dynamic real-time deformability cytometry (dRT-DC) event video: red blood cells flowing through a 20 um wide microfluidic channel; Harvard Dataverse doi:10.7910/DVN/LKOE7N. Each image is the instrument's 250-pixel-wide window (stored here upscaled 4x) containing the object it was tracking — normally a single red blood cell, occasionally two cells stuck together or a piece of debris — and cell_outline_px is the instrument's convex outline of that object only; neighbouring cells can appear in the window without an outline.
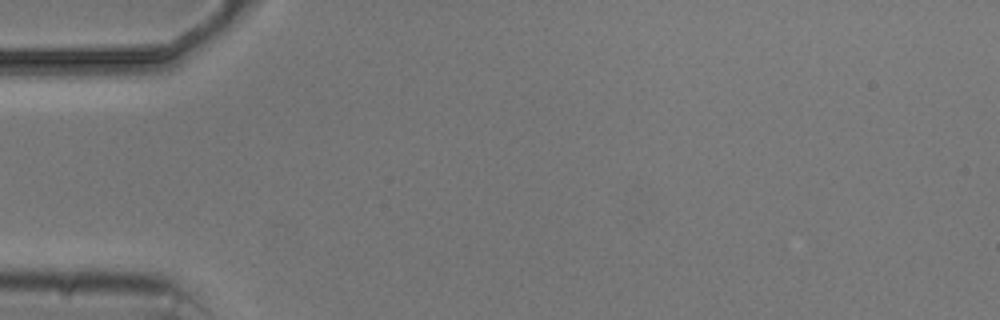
{"species": "common noctule bat (a hibernating species)", "species_latin": "Nyctalus noctula", "temperature_condition": "cold", "stored_images_in_passage": 2, "camera_frame_rate_fps": 3000, "um_per_image_px": 0.085, "animal": {"sex": "male", "body_mass_g": 20.5, "forearm_length_mm": 52.5}, "frame": {"image": 1, "passage_image": 1, "time_ms": 0.0, "image_size_px": [1000, 320], "cell_outline_px": [[156, 60], [120, 72], [72, 80], [72, 60], [96, 52], [148, 52], [156, 56]], "centroid_in_image_um": [9.2, 5.38], "position_along_channel_um": 75.8, "area_um2": 11.16}}